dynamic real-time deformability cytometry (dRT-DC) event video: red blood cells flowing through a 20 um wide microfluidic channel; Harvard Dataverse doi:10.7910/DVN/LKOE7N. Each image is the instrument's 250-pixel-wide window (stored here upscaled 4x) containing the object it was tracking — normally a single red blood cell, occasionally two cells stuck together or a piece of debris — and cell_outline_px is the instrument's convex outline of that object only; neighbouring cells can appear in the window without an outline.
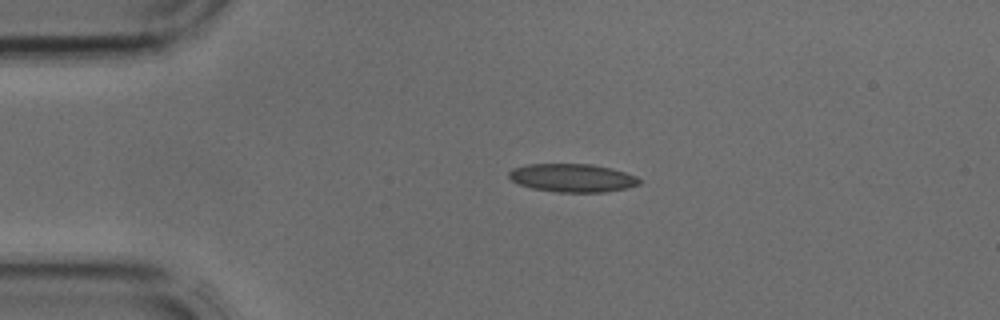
{"species": "common noctule bat (a hibernating species)", "species_latin": "Nyctalus noctula", "temperature_condition": "cold", "stored_images_in_passage": 40, "camera_frame_rate_fps": 3000, "um_per_image_px": 0.085, "animal": {"sex": "male", "body_mass_g": 17.9, "forearm_length_mm": 54.2}, "frame": {"image": 1, "passage_image": 8, "time_ms": 2.333, "image_size_px": [1000, 320], "cell_outline_px": [[644, 180], [640, 184], [628, 188], [604, 192], [556, 192], [532, 188], [520, 184], [512, 180], [508, 176], [508, 172], [512, 168], [528, 164], [592, 164], [612, 168], [636, 176]], "centroid_in_image_um": [48.69, 15.12], "position_along_channel_um": 36.3, "area_um2": 21.62}}
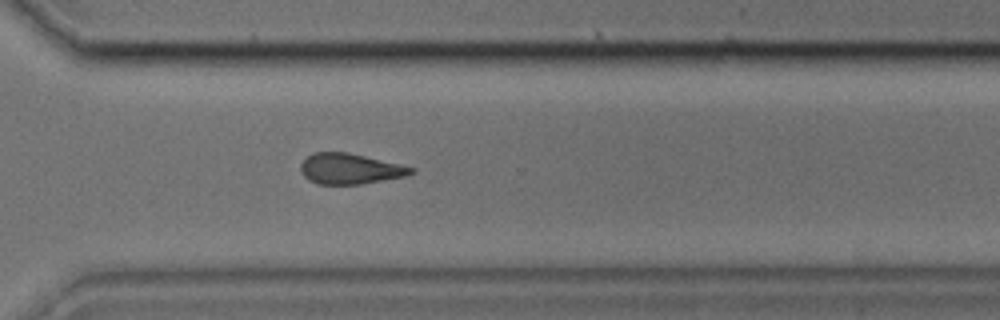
{"frame": {"image": 2, "passage_image": 29, "time_ms": 9.333, "image_size_px": [1000, 320], "cell_outline_px": [[416, 172], [404, 176], [360, 184], [316, 184], [308, 180], [300, 172], [300, 164], [308, 156], [316, 152], [348, 152], [416, 168]], "centroid_in_image_um": [29.72, 14.35], "position_along_channel_um": 340.9, "area_um2": 19.59}}
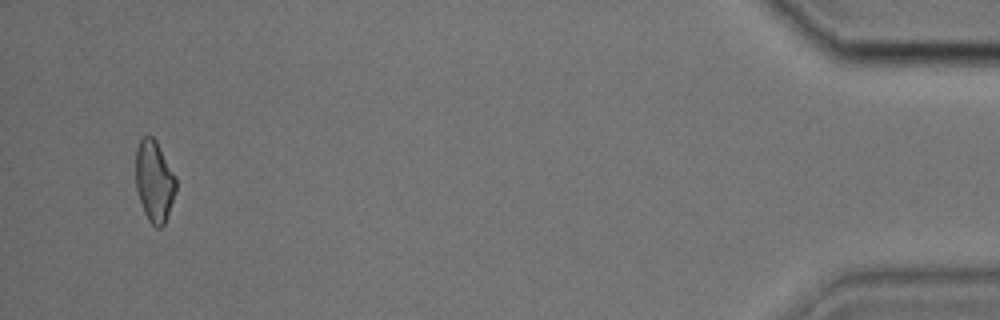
{"frame": {"image": 3, "passage_image": 39, "time_ms": 12.667, "image_size_px": [1000, 320], "cell_outline_px": [[176, 192], [164, 224], [160, 228], [156, 228], [148, 220], [144, 212], [136, 188], [136, 148], [140, 140], [144, 136], [152, 136], [156, 140], [176, 176]], "centroid_in_image_um": [13.12, 15.39], "position_along_channel_um": 422.1, "area_um2": 19.07}}